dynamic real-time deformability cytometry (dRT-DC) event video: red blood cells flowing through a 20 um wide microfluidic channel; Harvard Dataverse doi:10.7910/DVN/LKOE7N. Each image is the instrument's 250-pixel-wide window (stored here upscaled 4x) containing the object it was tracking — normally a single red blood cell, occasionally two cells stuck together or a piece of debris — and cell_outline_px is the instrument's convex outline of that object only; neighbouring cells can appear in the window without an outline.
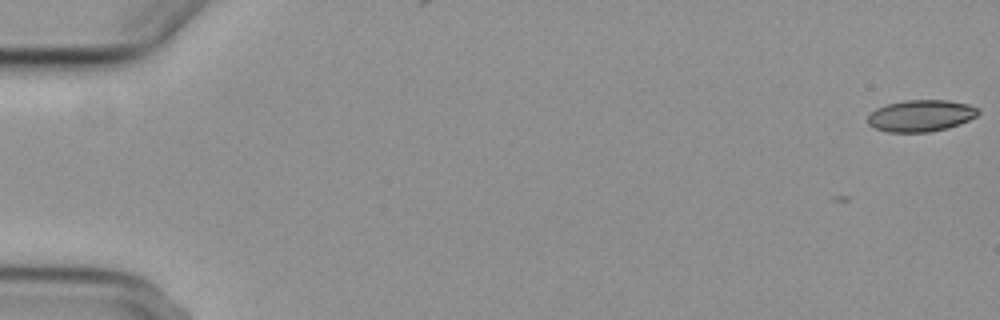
{"species": "common noctule bat (a hibernating species)", "species_latin": "Nyctalus noctula", "temperature_condition": "cold", "stored_images_in_passage": 7, "camera_frame_rate_fps": 3000, "um_per_image_px": 0.085, "animal": {"sex": "female", "body_mass_g": 29.2, "forearm_length_mm": 56.3}, "frame": {"image": 1, "passage_image": 1, "time_ms": 0.0, "image_size_px": [1000, 320], "cell_outline_px": [[980, 112], [976, 116], [960, 124], [928, 132], [888, 132], [876, 128], [868, 124], [868, 116], [876, 108], [888, 104], [904, 100], [948, 100], [968, 104], [976, 108]], "centroid_in_image_um": [78.26, 9.83], "position_along_channel_um": 6.7, "area_um2": 20.17}}
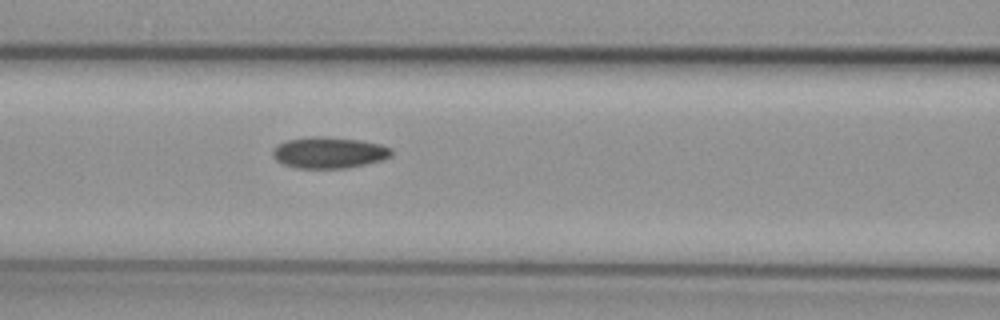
{"frame": {"image": 2, "passage_image": 7, "time_ms": 8.0, "image_size_px": [1000, 320], "cell_outline_px": [[392, 156], [384, 160], [348, 168], [296, 168], [284, 164], [276, 160], [272, 156], [272, 152], [276, 144], [288, 140], [308, 136], [324, 136], [360, 140], [380, 144], [392, 148]], "centroid_in_image_um": [27.97, 12.97], "position_along_channel_um": 138.6, "area_um2": 21.91}}